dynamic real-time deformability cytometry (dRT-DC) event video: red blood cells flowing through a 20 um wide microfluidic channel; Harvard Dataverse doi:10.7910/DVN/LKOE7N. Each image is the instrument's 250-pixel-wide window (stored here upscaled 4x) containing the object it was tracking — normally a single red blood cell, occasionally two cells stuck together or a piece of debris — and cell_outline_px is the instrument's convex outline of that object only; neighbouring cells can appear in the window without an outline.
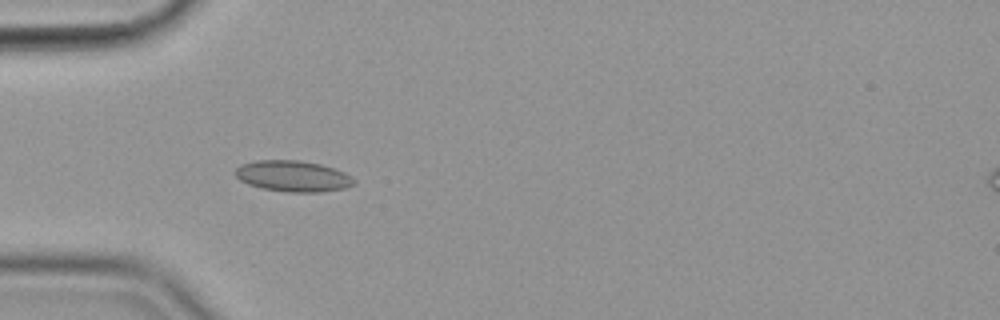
{"species": "common noctule bat (a hibernating species)", "species_latin": "Nyctalus noctula", "temperature_condition": "cold", "stored_images_in_passage": 40, "camera_frame_rate_fps": 3000, "um_per_image_px": 0.085, "animal": {"sex": "female", "body_mass_g": 19.9}, "frame": {"image": 1, "passage_image": 1, "time_ms": 0.0, "image_size_px": [1000, 320], "cell_outline_px": [[356, 184], [344, 188], [320, 192], [288, 192], [260, 188], [248, 184], [240, 180], [232, 172], [240, 164], [256, 160], [296, 160], [320, 164], [344, 172], [352, 176], [356, 180]], "centroid_in_image_um": [24.88, 14.97], "position_along_channel_um": 60.1, "area_um2": 21.62}}
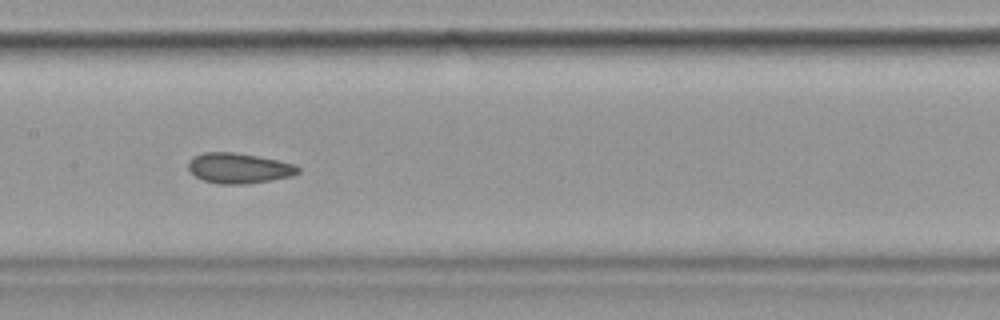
{"frame": {"image": 2, "passage_image": 12, "time_ms": 3.667, "image_size_px": [1000, 320], "cell_outline_px": [[300, 172], [292, 176], [272, 180], [248, 184], [216, 184], [204, 180], [196, 176], [188, 168], [188, 160], [192, 156], [204, 152], [236, 152], [296, 164], [300, 168]], "centroid_in_image_um": [20.3, 14.29], "position_along_channel_um": 187.1, "area_um2": 19.54}}
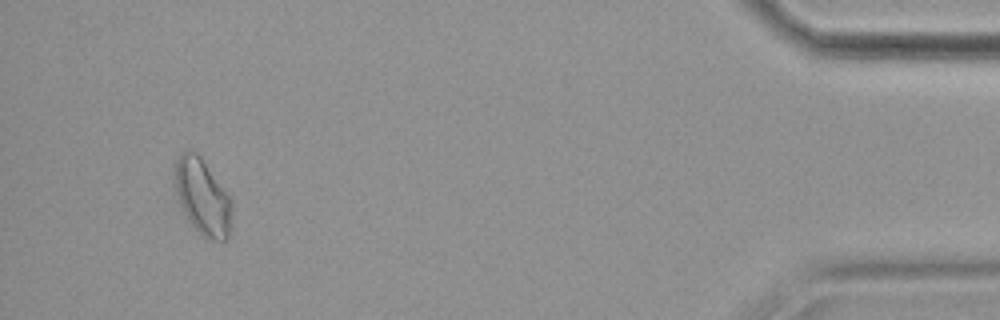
{"frame": {"image": 3, "passage_image": 37, "time_ms": 12.0, "image_size_px": [1000, 320], "cell_outline_px": [[232, 208], [228, 240], [208, 240], [192, 224], [184, 212], [180, 204], [176, 192], [176, 160], [180, 152], [188, 148], [196, 152], [200, 156], [228, 196], [232, 204]], "centroid_in_image_um": [17.21, 16.73], "position_along_channel_um": 418.0, "area_um2": 24.62}, "authors_computed_cell_mechanics": {"area_um2": 19.6231, "velocity_mm_per_s": 3.5706, "shape_relaxation_time_tau1_ms": null, "shape_relaxation_time_tau2_ms": 1.9569, "deformation_change_tau1": null, "deformation_change_tau2": 0.0581}}